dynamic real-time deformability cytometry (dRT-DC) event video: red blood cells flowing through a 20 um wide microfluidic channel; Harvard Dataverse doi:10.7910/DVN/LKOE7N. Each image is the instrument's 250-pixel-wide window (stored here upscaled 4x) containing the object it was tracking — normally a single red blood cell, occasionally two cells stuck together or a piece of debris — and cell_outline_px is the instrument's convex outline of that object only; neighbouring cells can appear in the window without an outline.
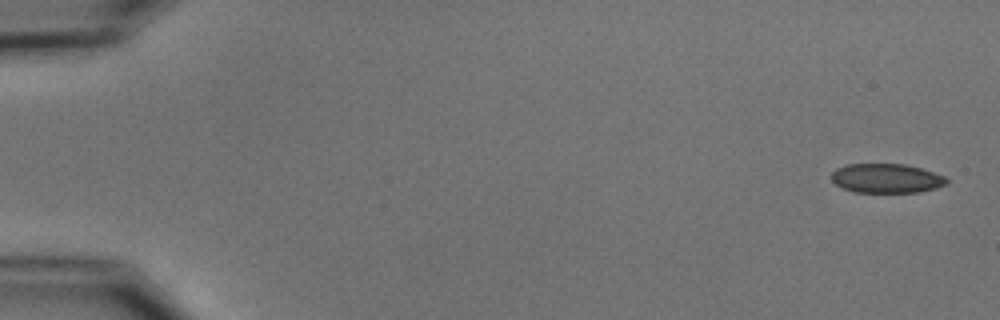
{"species": "common noctule bat (a hibernating species)", "species_latin": "Nyctalus noctula", "temperature_condition": "cold", "stored_images_in_passage": 5, "camera_frame_rate_fps": 3000, "um_per_image_px": 0.085, "animal": {"sex": "male", "body_mass_g": 15.6}, "frame": {"image": 1, "passage_image": 1, "time_ms": 0.0, "image_size_px": [1000, 320], "cell_outline_px": [[948, 184], [936, 188], [920, 192], [856, 192], [844, 188], [836, 184], [832, 180], [832, 172], [836, 168], [848, 164], [904, 164], [920, 168], [944, 176], [948, 180]], "centroid_in_image_um": [75.36, 15.16], "position_along_channel_um": 9.6, "area_um2": 19.54}}
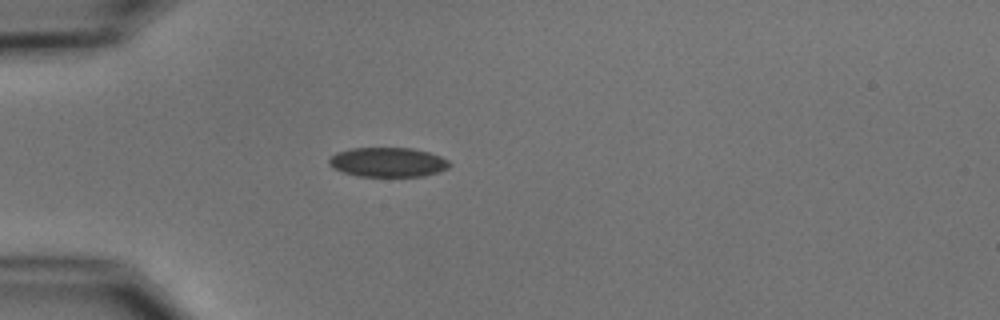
{"frame": {"image": 2, "passage_image": 5, "time_ms": 4.667, "image_size_px": [1000, 320], "cell_outline_px": [[452, 164], [448, 168], [440, 172], [424, 176], [356, 176], [332, 168], [328, 164], [328, 160], [336, 152], [352, 148], [412, 148], [428, 152], [440, 156], [448, 160]], "centroid_in_image_um": [32.98, 13.79], "position_along_channel_um": 52.0, "area_um2": 20.81}}